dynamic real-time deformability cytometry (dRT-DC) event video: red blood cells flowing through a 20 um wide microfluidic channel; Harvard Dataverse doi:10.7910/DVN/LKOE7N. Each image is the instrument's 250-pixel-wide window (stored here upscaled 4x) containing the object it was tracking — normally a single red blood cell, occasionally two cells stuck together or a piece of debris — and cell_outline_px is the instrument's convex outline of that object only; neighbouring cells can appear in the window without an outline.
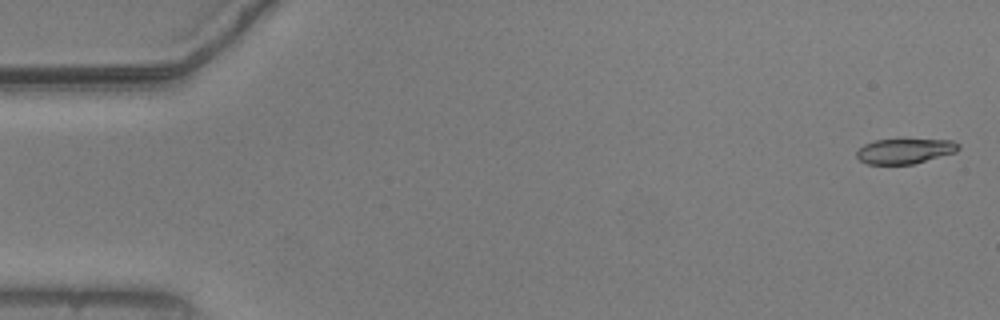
{"species": "common noctule bat (a hibernating species)", "species_latin": "Nyctalus noctula", "temperature_condition": "warm", "stored_images_in_passage": 55, "camera_frame_rate_fps": 3000, "um_per_image_px": 0.085, "animal": {"sex": "male", "body_mass_g": 20.5, "forearm_length_mm": 52.5}, "frame": {"image": 1, "passage_image": 2, "time_ms": 0.333, "image_size_px": [1000, 320], "cell_outline_px": [[960, 148], [956, 152], [912, 164], [868, 164], [860, 160], [856, 156], [856, 152], [864, 144], [876, 140], [952, 140], [960, 144]], "centroid_in_image_um": [76.91, 12.84], "position_along_channel_um": 8.1, "area_um2": 14.68}}
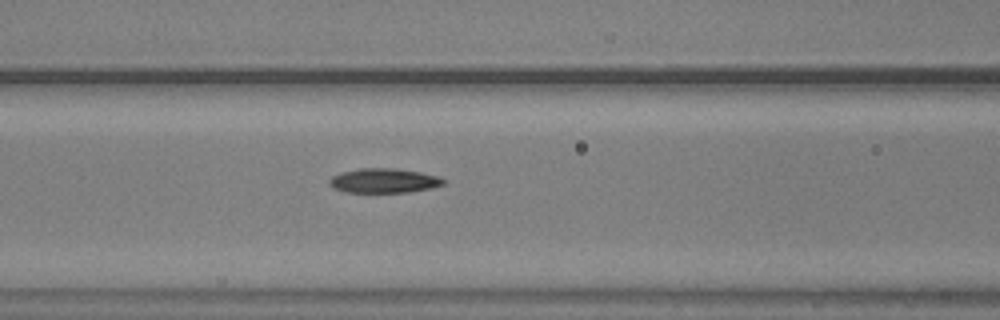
{"frame": {"image": 2, "passage_image": 23, "time_ms": 7.333, "image_size_px": [1000, 320], "cell_outline_px": [[444, 184], [432, 188], [408, 192], [348, 192], [332, 188], [328, 184], [328, 180], [332, 176], [340, 172], [360, 168], [396, 168], [420, 172], [436, 176], [444, 180]], "centroid_in_image_um": [32.58, 15.35], "position_along_channel_um": 134.0, "area_um2": 16.3}}
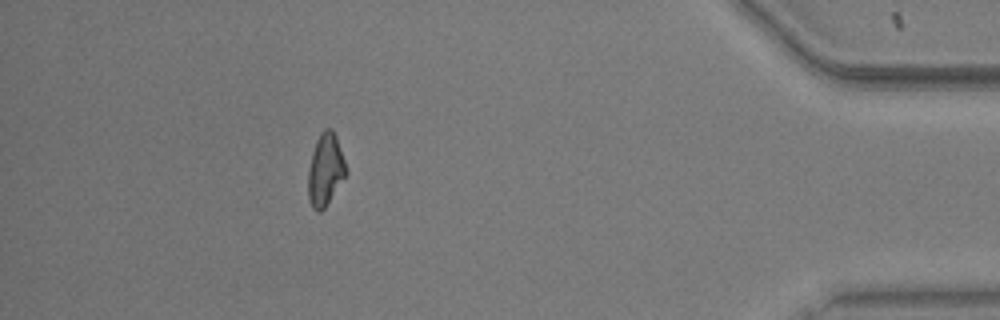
{"frame": {"image": 3, "passage_image": 49, "time_ms": 16.0, "image_size_px": [1000, 320], "cell_outline_px": [[348, 172], [324, 208], [320, 212], [316, 212], [312, 208], [308, 200], [308, 172], [312, 152], [316, 140], [320, 132], [324, 128], [332, 128], [336, 136]], "centroid_in_image_um": [27.64, 14.42], "position_along_channel_um": 407.6, "area_um2": 15.95}, "authors_computed_cell_mechanics": {"area_um2": 16.0684, "velocity_mm_per_s": 3.7566, "shape_relaxation_time_tau1_ms": 3.907, "shape_relaxation_time_tau2_ms": 7.2496, "deformation_change_tau1": 0.1274, "deformation_change_tau2": 0.1641}}